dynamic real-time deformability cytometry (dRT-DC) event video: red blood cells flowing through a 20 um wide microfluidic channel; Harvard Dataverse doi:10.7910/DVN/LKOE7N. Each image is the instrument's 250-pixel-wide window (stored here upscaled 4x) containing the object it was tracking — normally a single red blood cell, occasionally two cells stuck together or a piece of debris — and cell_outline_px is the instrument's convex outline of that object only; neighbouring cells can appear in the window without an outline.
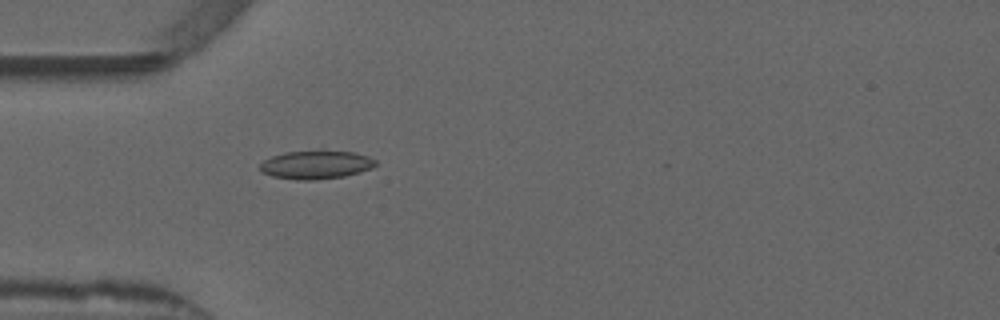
{"species": "common noctule bat (a hibernating species)", "species_latin": "Nyctalus noctula", "temperature_condition": "warm", "stored_images_in_passage": 32, "camera_frame_rate_fps": 3000, "um_per_image_px": 0.085, "animal": {"sex": "male", "forearm_length_mm": 52.5}, "frame": {"image": 1, "passage_image": 6, "time_ms": 1.667, "image_size_px": [1000, 320], "cell_outline_px": [[376, 164], [372, 168], [360, 172], [344, 176], [316, 180], [296, 180], [272, 176], [260, 172], [260, 164], [264, 160], [272, 156], [284, 152], [356, 152], [368, 156], [376, 160]], "centroid_in_image_um": [26.85, 14.03], "position_along_channel_um": 58.2, "area_um2": 18.9}}
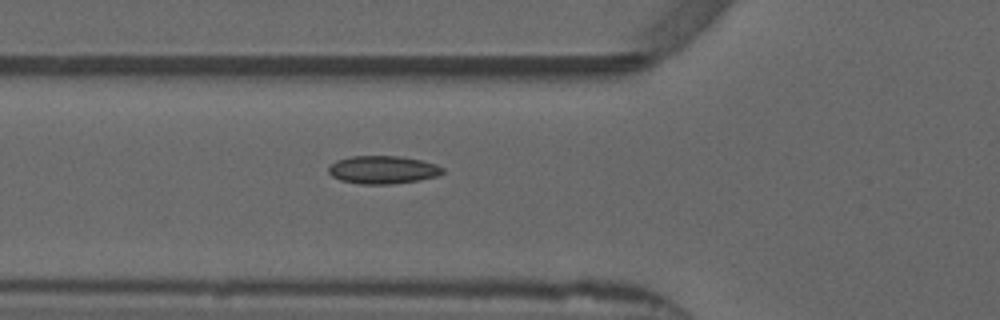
{"frame": {"image": 2, "passage_image": 9, "time_ms": 2.667, "image_size_px": [1000, 320], "cell_outline_px": [[444, 172], [436, 176], [420, 180], [388, 184], [360, 184], [340, 180], [332, 176], [328, 172], [328, 168], [336, 160], [348, 156], [404, 156], [436, 164], [444, 168]], "centroid_in_image_um": [32.53, 14.42], "position_along_channel_um": 93.3, "area_um2": 18.67}}
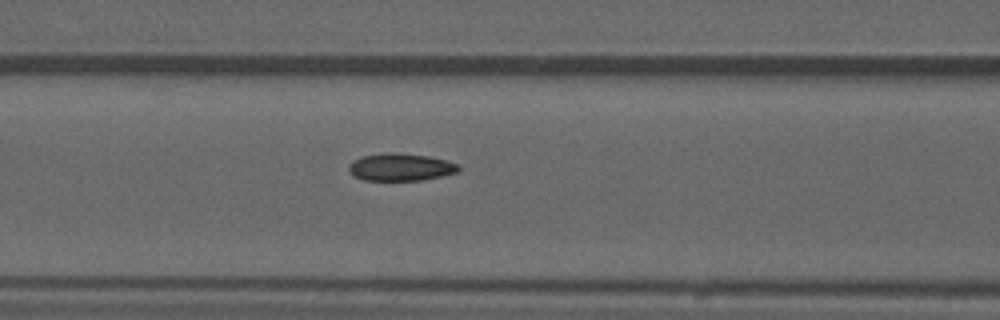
{"frame": {"image": 3, "passage_image": 12, "time_ms": 3.667, "image_size_px": [1000, 320], "cell_outline_px": [[460, 172], [424, 180], [364, 180], [352, 176], [348, 172], [348, 164], [352, 160], [360, 156], [384, 152], [400, 152], [428, 156], [444, 160], [456, 164], [460, 168]], "centroid_in_image_um": [33.99, 14.2], "position_along_channel_um": 132.6, "area_um2": 17.92}, "authors_computed_cell_mechanics": {"area_um2": 17.7735, "velocity_mm_per_s": 3.876, "shape_relaxation_time_tau1_ms": 7.0344, "shape_relaxation_time_tau2_ms": null, "deformation_change_tau1": 0.1253, "deformation_change_tau2": null}}